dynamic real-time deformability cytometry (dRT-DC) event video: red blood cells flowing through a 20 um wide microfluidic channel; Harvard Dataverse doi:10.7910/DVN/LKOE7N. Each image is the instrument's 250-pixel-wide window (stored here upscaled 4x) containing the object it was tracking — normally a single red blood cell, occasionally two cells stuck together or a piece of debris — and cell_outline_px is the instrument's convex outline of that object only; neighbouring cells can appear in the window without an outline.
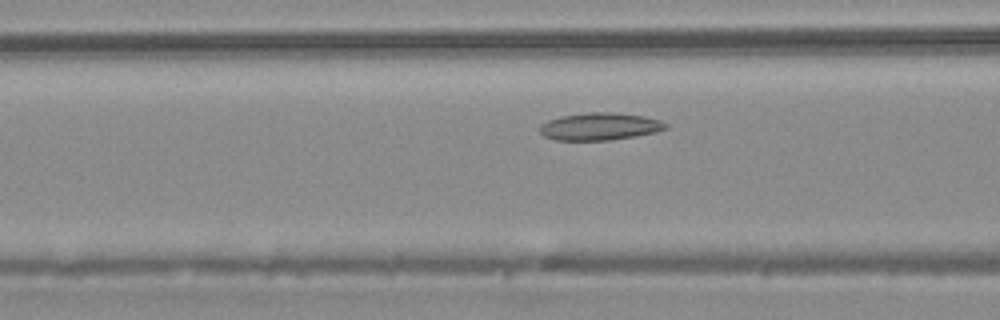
{"species": "common noctule bat (a hibernating species)", "species_latin": "Nyctalus noctula", "temperature_condition": "warm", "stored_images_in_passage": 41, "camera_frame_rate_fps": 3000, "um_per_image_px": 0.085, "animal": {"sex": "male", "body_mass_g": 20.4}, "frame": {"image": 1, "passage_image": 12, "time_ms": 3.667, "image_size_px": [1000, 320], "cell_outline_px": [[668, 128], [656, 132], [636, 136], [608, 140], [556, 140], [544, 136], [540, 132], [540, 124], [548, 120], [560, 116], [588, 112], [612, 112], [644, 116], [660, 120], [668, 124]], "centroid_in_image_um": [50.99, 10.74], "position_along_channel_um": 115.6, "area_um2": 20.17}}
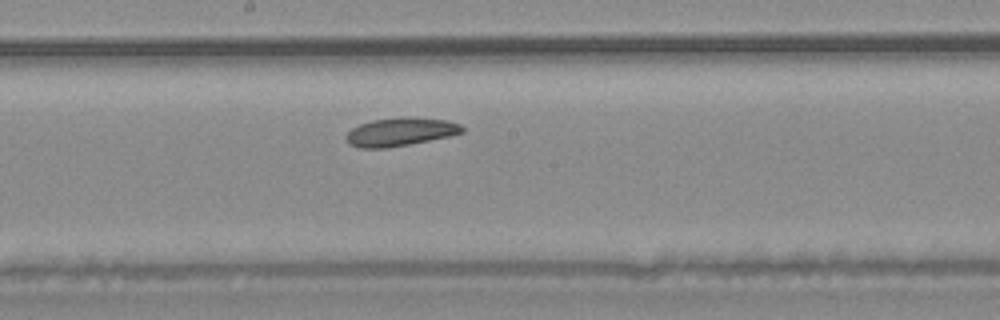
{"frame": {"image": 2, "passage_image": 19, "time_ms": 6.0, "image_size_px": [1000, 320], "cell_outline_px": [[464, 132], [448, 136], [388, 148], [356, 148], [348, 144], [344, 136], [352, 128], [360, 124], [372, 120], [448, 120], [460, 124], [464, 128]], "centroid_in_image_um": [33.95, 11.27], "position_along_channel_um": 214.3, "area_um2": 18.15}}
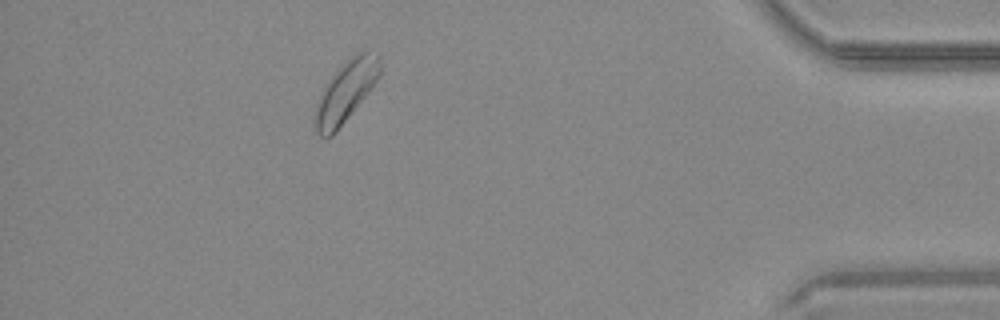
{"frame": {"image": 3, "passage_image": 36, "time_ms": 11.667, "image_size_px": [1000, 320], "cell_outline_px": [[380, 76], [368, 92], [336, 132], [332, 136], [320, 136], [312, 128], [312, 120], [316, 104], [324, 88], [340, 64], [356, 52], [368, 52], [380, 56]], "centroid_in_image_um": [29.35, 7.81], "position_along_channel_um": 405.9, "area_um2": 23.0}}